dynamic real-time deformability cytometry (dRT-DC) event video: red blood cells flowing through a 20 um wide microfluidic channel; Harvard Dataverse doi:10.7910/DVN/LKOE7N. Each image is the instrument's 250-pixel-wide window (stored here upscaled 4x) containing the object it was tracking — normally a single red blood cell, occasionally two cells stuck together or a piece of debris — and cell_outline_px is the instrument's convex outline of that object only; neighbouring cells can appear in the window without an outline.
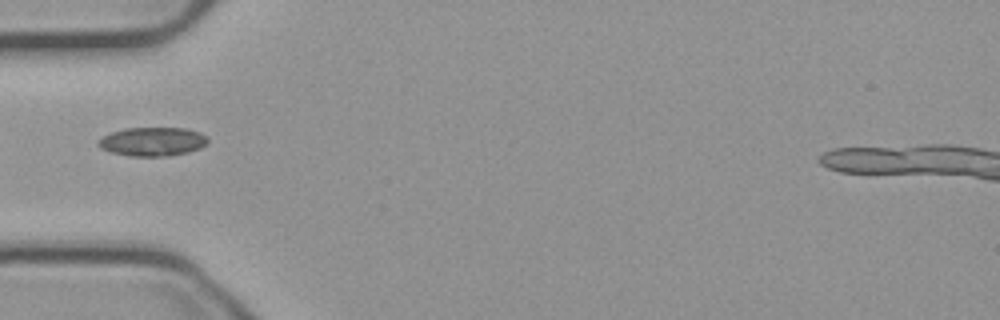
{"species": "common noctule bat (a hibernating species)", "species_latin": "Nyctalus noctula", "temperature_condition": "cold", "stored_images_in_passage": 5, "camera_frame_rate_fps": 3000, "um_per_image_px": 0.085, "animal": {"sex": "male", "body_mass_g": 23.1, "forearm_length_mm": 52.7}, "frame": {"image": 1, "passage_image": 1, "time_ms": 0.0, "image_size_px": [1000, 320], "cell_outline_px": [[208, 144], [200, 148], [188, 152], [168, 156], [132, 156], [112, 152], [100, 148], [96, 144], [96, 140], [112, 132], [124, 128], [184, 128], [200, 132], [208, 136]], "centroid_in_image_um": [12.98, 12.03], "position_along_channel_um": 72.0, "area_um2": 18.5}}